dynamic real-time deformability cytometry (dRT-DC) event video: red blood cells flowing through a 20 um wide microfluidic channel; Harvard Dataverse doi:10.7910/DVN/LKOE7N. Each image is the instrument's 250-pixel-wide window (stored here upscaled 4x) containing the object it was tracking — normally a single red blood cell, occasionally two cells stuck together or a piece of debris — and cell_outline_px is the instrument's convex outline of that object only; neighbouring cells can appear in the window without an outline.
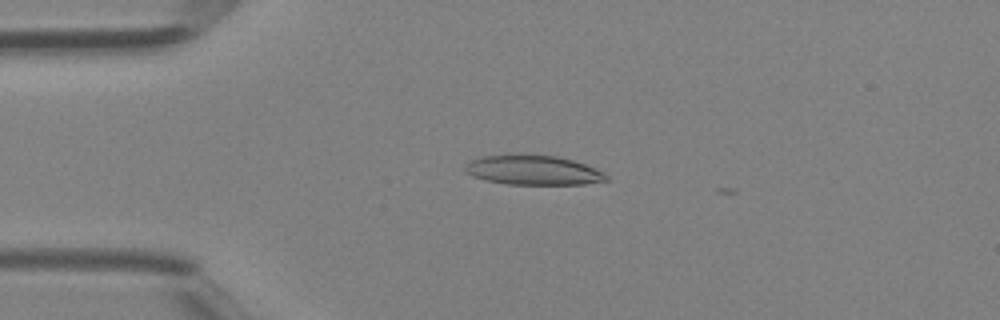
{"species": "Egyptian fruit bat (a non-hibernating species)", "species_latin": "Rousettus aegyptiacus", "temperature_condition": "room temperature", "stored_images_in_passage": 3, "camera_frame_rate_fps": 3000, "um_per_image_px": 0.085, "animal": {"sex": "female"}, "frame": {"image": 1, "passage_image": 2, "time_ms": 0.333, "image_size_px": [1000, 320], "cell_outline_px": [[608, 180], [584, 184], [508, 184], [488, 180], [472, 176], [464, 172], [464, 164], [472, 160], [484, 156], [516, 152], [520, 152], [556, 156], [572, 160], [596, 168], [604, 172], [608, 176]], "centroid_in_image_um": [45.29, 14.43], "position_along_channel_um": 39.7, "area_um2": 24.85}}